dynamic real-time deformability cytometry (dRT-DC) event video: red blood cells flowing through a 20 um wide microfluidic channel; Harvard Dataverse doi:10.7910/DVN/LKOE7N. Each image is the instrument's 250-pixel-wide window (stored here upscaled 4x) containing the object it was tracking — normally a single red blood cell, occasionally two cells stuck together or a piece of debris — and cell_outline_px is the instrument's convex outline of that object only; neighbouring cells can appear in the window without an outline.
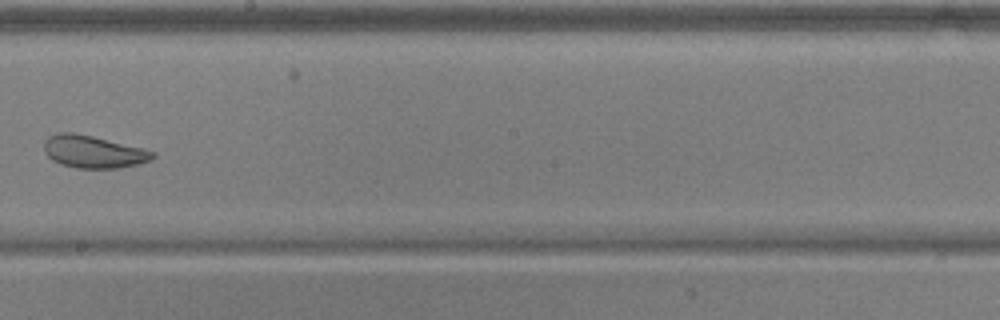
{"species": "common noctule bat (a hibernating species)", "species_latin": "Nyctalus noctula", "temperature_condition": "warm", "stored_images_in_passage": 9, "camera_frame_rate_fps": 3000, "um_per_image_px": 0.085, "animal": {"sex": "male", "body_mass_g": 17.9, "forearm_length_mm": 54.2}, "frame": {"image": 1, "passage_image": 9, "time_ms": 2.667, "image_size_px": [1000, 320], "cell_outline_px": [[156, 156], [152, 160], [120, 168], [76, 168], [60, 164], [52, 160], [44, 152], [44, 140], [48, 136], [60, 132], [72, 132], [92, 136], [144, 148], [156, 152]], "centroid_in_image_um": [7.93, 12.9], "position_along_channel_um": 240.3, "area_um2": 20.69}}